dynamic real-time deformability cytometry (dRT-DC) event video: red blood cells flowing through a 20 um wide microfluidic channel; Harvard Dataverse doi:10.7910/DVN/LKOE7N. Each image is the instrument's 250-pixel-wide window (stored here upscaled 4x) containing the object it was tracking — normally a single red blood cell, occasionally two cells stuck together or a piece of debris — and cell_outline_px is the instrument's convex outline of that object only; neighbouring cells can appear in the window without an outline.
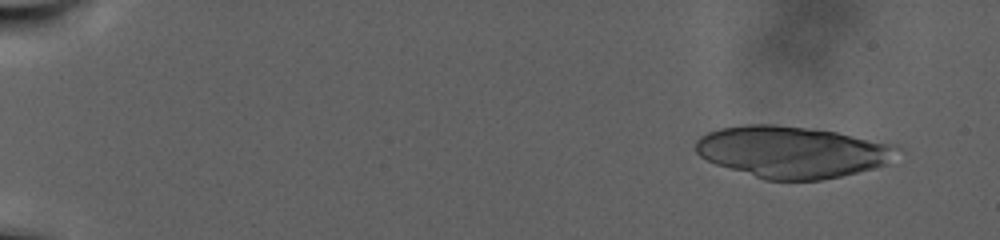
{"species": "human", "species_latin": "Homo sapiens", "temperature_condition": "warm", "stored_images_in_passage": 41, "camera_frame_rate_fps": 3000, "um_per_image_px": 0.085, "donor": {"sex": "male"}, "frame": {"image": 1, "passage_image": 8, "time_ms": 2.333, "image_size_px": [1000, 240], "cell_outline_px": [[904, 148], [888, 164], [876, 168], [840, 176], [820, 180], [764, 180], [716, 164], [700, 156], [696, 152], [696, 140], [700, 136], [708, 132], [720, 128], [748, 124], [776, 124], [816, 128], [896, 144]], "centroid_in_image_um": [67.4, 12.9], "position_along_channel_um": 17.6, "area_um2": 61.27}}
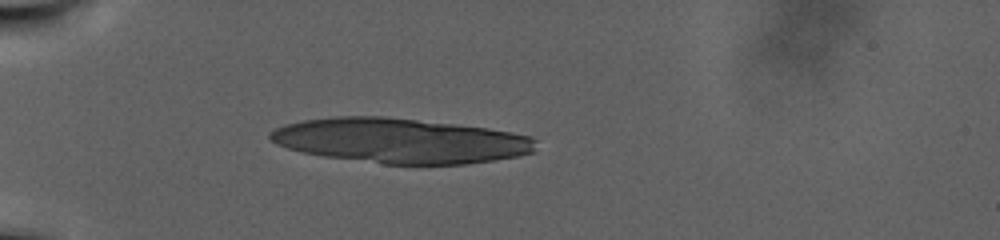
{"frame": {"image": 2, "passage_image": 32, "time_ms": 10.333, "image_size_px": [1000, 240], "cell_outline_px": [[536, 152], [520, 156], [468, 164], [384, 164], [324, 156], [304, 152], [288, 148], [276, 144], [268, 136], [268, 132], [284, 124], [304, 120], [336, 116], [384, 116], [488, 128], [532, 136], [536, 140]], "centroid_in_image_um": [34.06, 11.96], "position_along_channel_um": 50.9, "area_um2": 69.59}}